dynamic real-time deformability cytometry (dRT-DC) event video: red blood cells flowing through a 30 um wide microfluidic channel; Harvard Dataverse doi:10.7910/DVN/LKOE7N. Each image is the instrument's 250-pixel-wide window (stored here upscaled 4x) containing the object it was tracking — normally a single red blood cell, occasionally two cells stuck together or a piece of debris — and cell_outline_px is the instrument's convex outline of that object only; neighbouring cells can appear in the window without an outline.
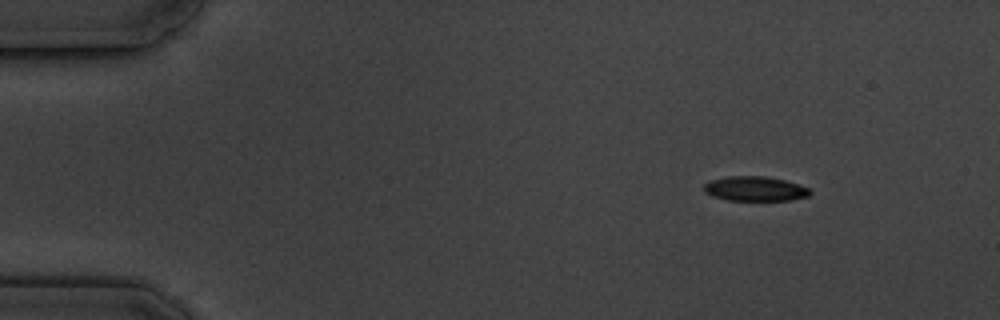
{"species": "common noctule bat (a hibernating species)", "species_latin": "Nyctalus noctula", "temperature_condition": "cold", "stored_images_in_passage": 14, "camera_frame_rate_fps": 3000, "um_per_image_px": 0.085, "animal": {"sex": "male", "body_mass_g": 19.5, "forearm_length_mm": 54.6}, "frame": {"image": 1, "passage_image": 1, "time_ms": 0.0, "image_size_px": [1000, 320], "cell_outline_px": [[812, 192], [808, 196], [788, 200], [728, 200], [712, 196], [704, 192], [704, 184], [708, 180], [728, 176], [764, 176], [784, 180], [808, 188]], "centroid_in_image_um": [64.12, 16.04], "position_along_channel_um": 20.9, "area_um2": 15.14}}
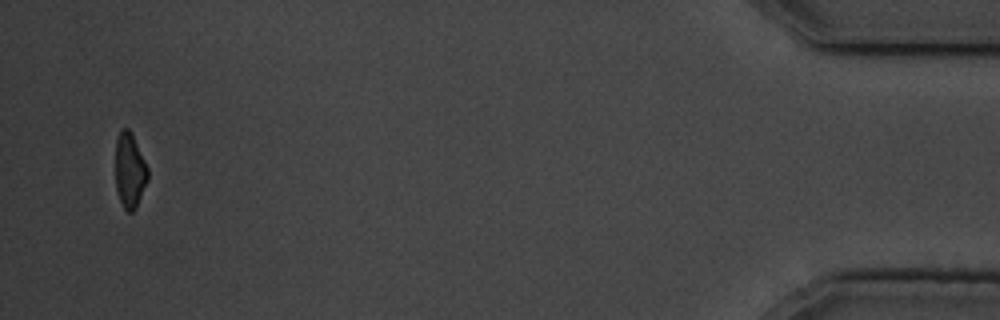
{"frame": {"image": 2, "passage_image": 14, "time_ms": 16.333, "image_size_px": [1000, 320], "cell_outline_px": [[148, 180], [136, 208], [132, 212], [128, 212], [124, 208], [120, 200], [116, 188], [116, 140], [120, 128], [128, 128], [132, 132], [148, 168]], "centroid_in_image_um": [11.03, 14.46], "position_along_channel_um": 424.2, "area_um2": 14.22}, "authors_computed_cell_mechanics": {"area_um2": 16.2707, "velocity_mm_per_s": 3.4938, "shape_relaxation_time_tau1_ms": 3.3105, "shape_relaxation_time_tau2_ms": null, "deformation_change_tau1": 0.1018, "deformation_change_tau2": null}}